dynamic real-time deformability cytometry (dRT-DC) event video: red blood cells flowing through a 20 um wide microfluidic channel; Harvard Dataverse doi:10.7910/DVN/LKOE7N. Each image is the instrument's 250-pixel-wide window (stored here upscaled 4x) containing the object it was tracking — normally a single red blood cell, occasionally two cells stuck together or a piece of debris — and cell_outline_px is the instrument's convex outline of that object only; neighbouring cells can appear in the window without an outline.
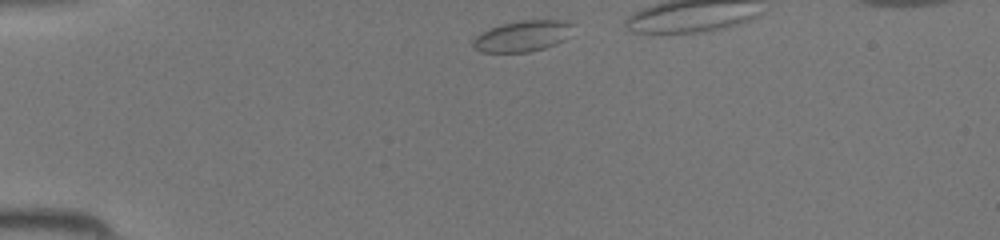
{"species": "common noctule bat (a hibernating species)", "species_latin": "Nyctalus noctula", "temperature_condition": "room temperature", "stored_images_in_passage": 29, "camera_frame_rate_fps": 3000, "um_per_image_px": 0.085, "animal": {"sex": "female", "body_mass_g": 19.5, "forearm_length_mm": 54.1}, "frame": {"image": 1, "passage_image": 1, "time_ms": 0.0, "image_size_px": [1000, 240], "cell_outline_px": [[572, 24], [564, 40], [556, 44], [544, 48], [528, 52], [480, 52], [472, 44], [472, 40], [480, 32], [504, 24], [520, 20], [568, 20]], "centroid_in_image_um": [44.39, 3.07], "position_along_channel_um": 40.6, "area_um2": 17.8}}
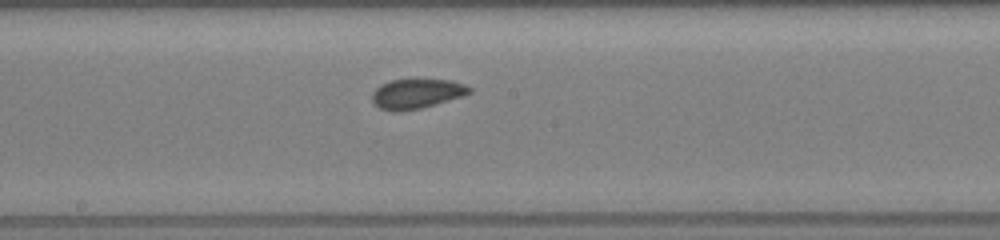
{"frame": {"image": 2, "passage_image": 15, "time_ms": 4.667, "image_size_px": [1000, 240], "cell_outline_px": [[472, 92], [464, 96], [436, 104], [420, 108], [400, 112], [392, 112], [380, 108], [372, 104], [372, 92], [380, 84], [392, 80], [452, 80], [464, 84], [472, 88]], "centroid_in_image_um": [35.4, 7.98], "position_along_channel_um": 212.8, "area_um2": 16.99}}
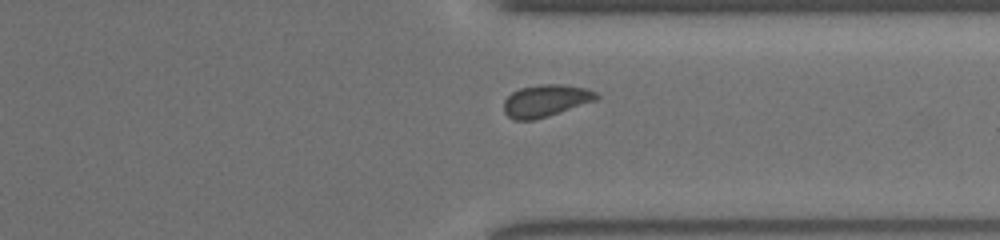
{"frame": {"image": 3, "passage_image": 25, "time_ms": 8.0, "image_size_px": [1000, 240], "cell_outline_px": [[600, 96], [596, 100], [548, 116], [532, 120], [516, 120], [508, 116], [504, 112], [504, 100], [512, 92], [520, 88], [540, 84], [564, 84], [588, 88], [596, 92]], "centroid_in_image_um": [46.4, 8.54], "position_along_channel_um": 365.0, "area_um2": 17.34}}